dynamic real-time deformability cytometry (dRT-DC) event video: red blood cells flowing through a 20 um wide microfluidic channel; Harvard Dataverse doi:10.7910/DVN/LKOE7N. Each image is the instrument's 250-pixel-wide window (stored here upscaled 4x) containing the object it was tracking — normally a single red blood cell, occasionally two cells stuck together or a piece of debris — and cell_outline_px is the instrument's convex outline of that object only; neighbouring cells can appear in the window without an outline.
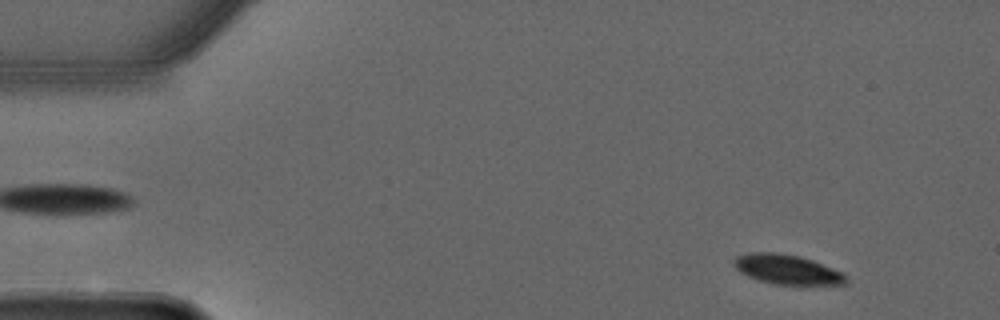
{"species": "common noctule bat (a hibernating species)", "species_latin": "Nyctalus noctula", "temperature_condition": "warm", "stored_images_in_passage": 34, "camera_frame_rate_fps": 3000, "um_per_image_px": 0.085, "animal": {"sex": "male", "forearm_length_mm": 52.5}, "frame": {"image": 1, "passage_image": 6, "time_ms": 1.667, "image_size_px": [1000, 320], "cell_outline_px": [[848, 280], [844, 284], [772, 284], [748, 276], [740, 272], [732, 264], [732, 260], [736, 256], [752, 252], [776, 252], [800, 256], [812, 260], [840, 272]], "centroid_in_image_um": [66.82, 22.88], "position_along_channel_um": 18.2, "area_um2": 19.07}}
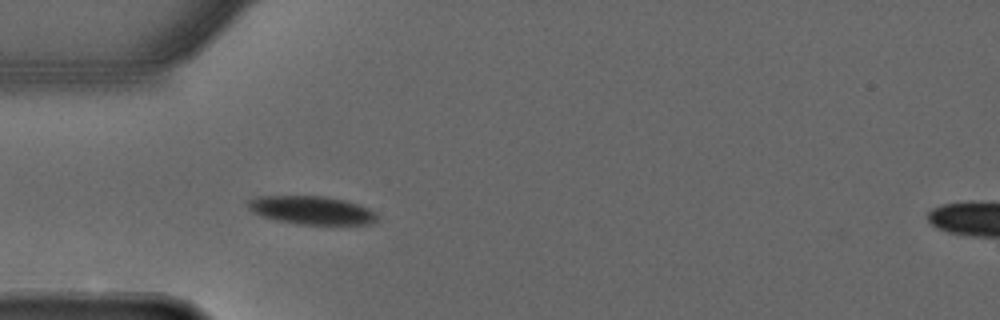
{"frame": {"image": 2, "passage_image": 17, "time_ms": 5.333, "image_size_px": [1000, 320], "cell_outline_px": [[376, 220], [372, 224], [296, 224], [276, 220], [264, 216], [248, 208], [248, 200], [256, 196], [324, 196], [344, 200], [368, 208], [376, 212]], "centroid_in_image_um": [26.49, 17.86], "position_along_channel_um": 58.5, "area_um2": 21.04}}
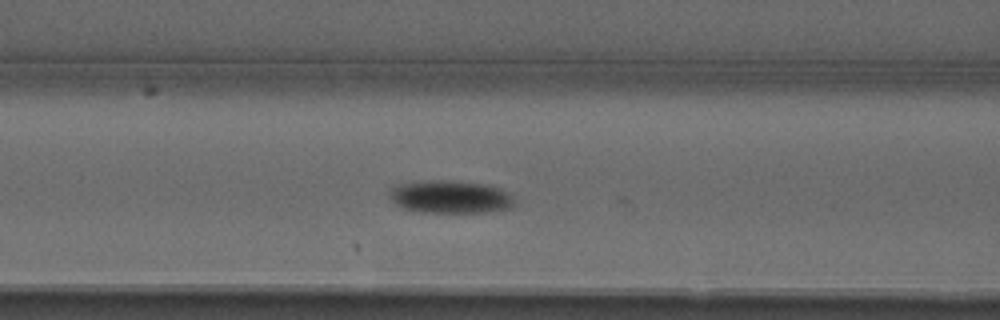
{"frame": {"image": 3, "passage_image": 23, "time_ms": 7.333, "image_size_px": [1000, 320], "cell_outline_px": [[512, 204], [508, 208], [484, 212], [424, 212], [404, 208], [396, 204], [392, 200], [392, 188], [404, 184], [436, 180], [444, 180], [484, 184], [500, 188], [508, 192], [512, 196]], "centroid_in_image_um": [38.32, 16.74], "position_along_channel_um": 128.3, "area_um2": 23.06}}